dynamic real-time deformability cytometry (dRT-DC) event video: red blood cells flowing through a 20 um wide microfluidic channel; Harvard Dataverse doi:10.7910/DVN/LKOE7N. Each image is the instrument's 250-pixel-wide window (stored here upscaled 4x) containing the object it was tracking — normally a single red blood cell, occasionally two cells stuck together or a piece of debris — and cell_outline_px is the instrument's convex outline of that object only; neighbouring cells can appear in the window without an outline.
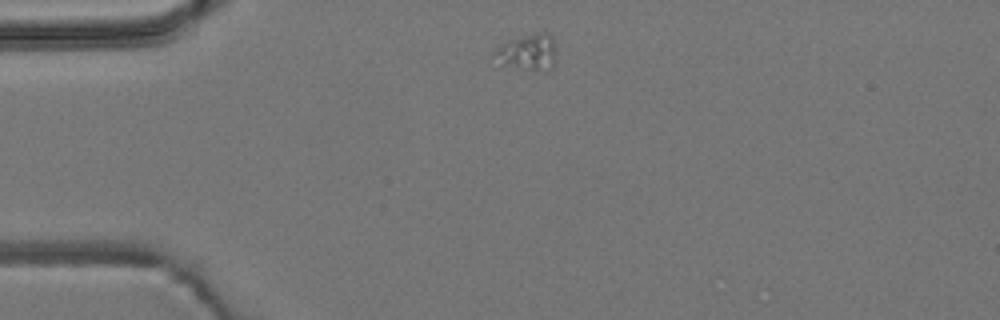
{"species": "common noctule bat (a hibernating species)", "species_latin": "Nyctalus noctula", "temperature_condition": "room temperature", "stored_images_in_passage": 3, "camera_frame_rate_fps": 3000, "um_per_image_px": 0.085, "animal": {"sex": "male", "body_mass_g": 19.2, "forearm_length_mm": 51.8}, "frame": {"image": 1, "passage_image": 1, "time_ms": 0.0, "image_size_px": [1000, 320], "cell_outline_px": [[556, 60], [552, 68], [548, 72], [536, 72], [500, 64], [492, 52], [500, 44], [508, 40], [536, 32], [548, 32], [552, 36], [556, 52]], "centroid_in_image_um": [44.9, 4.46], "position_along_channel_um": 40.1, "area_um2": 13.64}}